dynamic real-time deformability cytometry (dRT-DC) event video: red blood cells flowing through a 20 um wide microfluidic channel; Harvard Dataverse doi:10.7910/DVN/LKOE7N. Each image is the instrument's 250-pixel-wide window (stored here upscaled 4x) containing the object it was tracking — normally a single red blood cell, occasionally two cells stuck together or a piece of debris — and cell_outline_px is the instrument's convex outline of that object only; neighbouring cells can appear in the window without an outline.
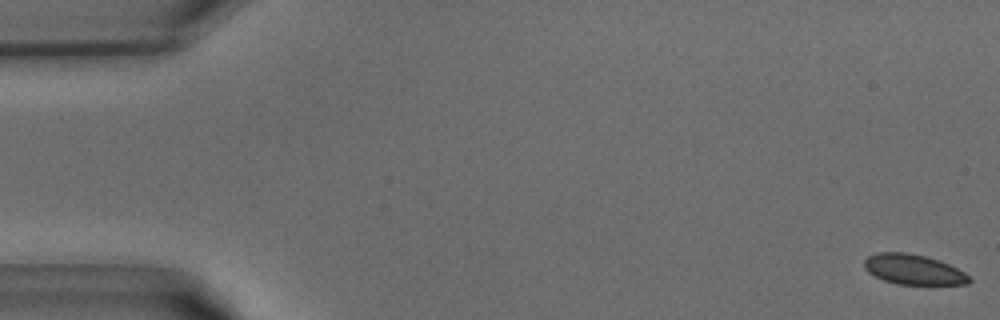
{"species": "common noctule bat (a hibernating species)", "species_latin": "Nyctalus noctula", "temperature_condition": "warm", "stored_images_in_passage": 41, "camera_frame_rate_fps": 3000, "um_per_image_px": 0.085, "animal": {"sex": "male", "body_mass_g": 15.6}, "frame": {"image": 1, "passage_image": 1, "time_ms": 0.0, "image_size_px": [1000, 320], "cell_outline_px": [[972, 280], [968, 284], [896, 284], [884, 280], [868, 272], [864, 268], [864, 260], [868, 256], [876, 252], [908, 252], [940, 260], [964, 272]], "centroid_in_image_um": [77.62, 22.89], "position_along_channel_um": 7.4, "area_um2": 18.38}}
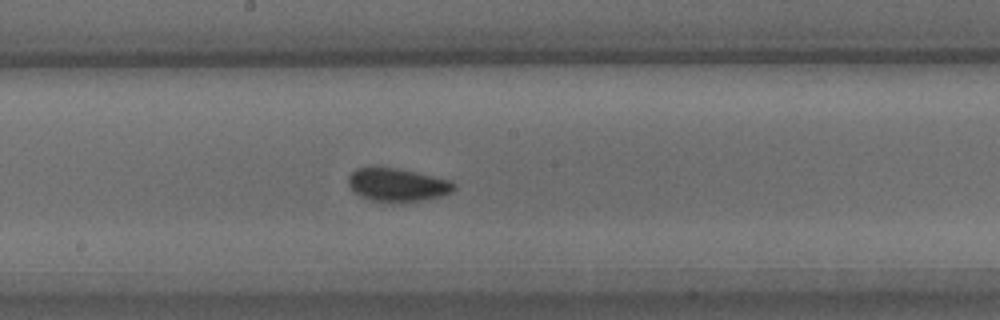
{"frame": {"image": 2, "passage_image": 22, "time_ms": 7.0, "image_size_px": [1000, 320], "cell_outline_px": [[456, 188], [452, 192], [440, 196], [404, 204], [388, 204], [372, 200], [360, 196], [348, 184], [348, 176], [356, 168], [372, 164], [396, 168], [452, 180], [456, 184]], "centroid_in_image_um": [33.76, 15.71], "position_along_channel_um": 214.4, "area_um2": 21.33}}
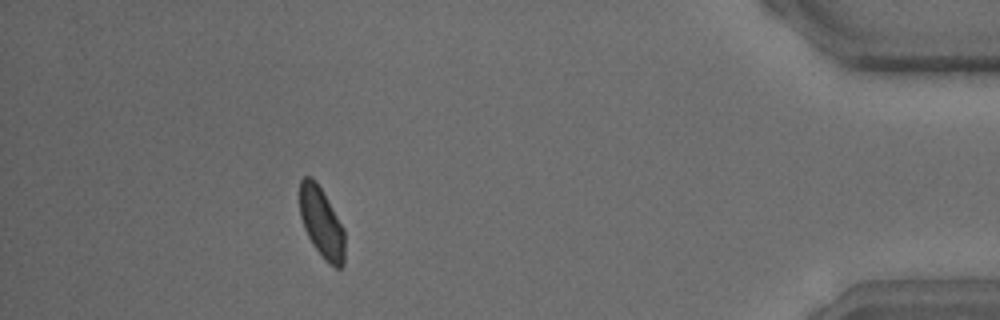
{"frame": {"image": 3, "passage_image": 37, "time_ms": 12.0, "image_size_px": [1000, 320], "cell_outline_px": [[344, 264], [340, 268], [336, 268], [324, 260], [312, 244], [304, 228], [300, 216], [300, 180], [304, 176], [312, 176], [316, 180], [344, 228]], "centroid_in_image_um": [27.33, 18.93], "position_along_channel_um": 407.9, "area_um2": 18.5}}